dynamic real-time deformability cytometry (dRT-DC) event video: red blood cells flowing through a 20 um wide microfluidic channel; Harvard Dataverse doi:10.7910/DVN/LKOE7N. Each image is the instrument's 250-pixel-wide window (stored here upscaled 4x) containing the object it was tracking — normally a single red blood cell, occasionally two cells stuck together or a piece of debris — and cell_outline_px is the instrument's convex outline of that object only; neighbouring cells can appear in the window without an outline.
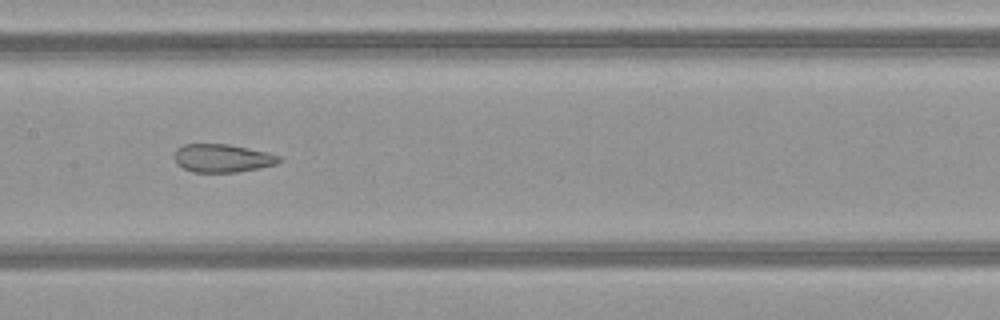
{"species": "common noctule bat (a hibernating species)", "species_latin": "Nyctalus noctula", "temperature_condition": "warm", "stored_images_in_passage": 44, "camera_frame_rate_fps": 3000, "um_per_image_px": 0.085, "animal": {"sex": "female", "body_mass_g": 21.9}, "frame": {"image": 1, "passage_image": 19, "time_ms": 6.0, "image_size_px": [1000, 320], "cell_outline_px": [[284, 160], [276, 164], [236, 172], [192, 172], [176, 164], [176, 148], [184, 144], [228, 144], [268, 152], [280, 156]], "centroid_in_image_um": [18.92, 13.44], "position_along_channel_um": 188.5, "area_um2": 17.11}}
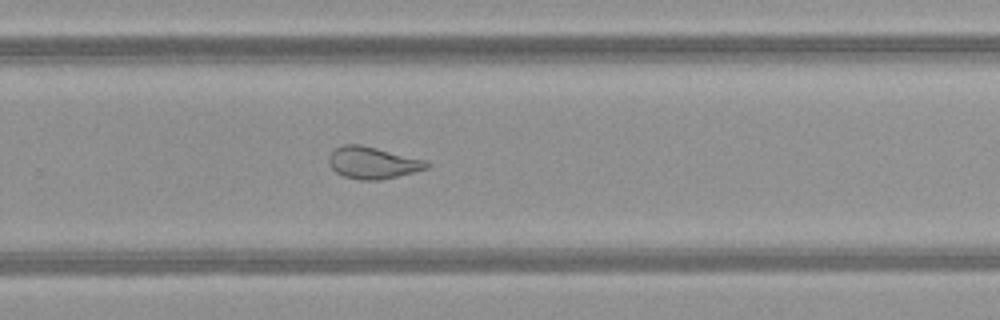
{"frame": {"image": 2, "passage_image": 27, "time_ms": 8.667, "image_size_px": [1000, 320], "cell_outline_px": [[428, 168], [380, 180], [360, 180], [344, 176], [336, 172], [332, 168], [328, 160], [328, 156], [336, 148], [344, 144], [360, 144], [428, 160]], "centroid_in_image_um": [31.67, 13.82], "position_along_channel_um": 298.1, "area_um2": 18.09}}
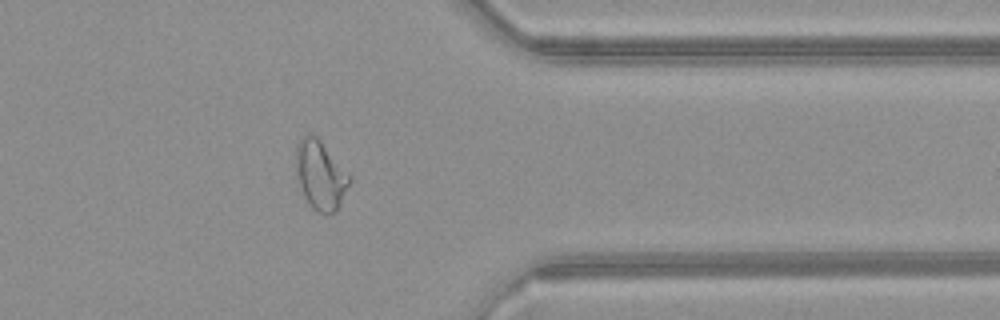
{"frame": {"image": 3, "passage_image": 34, "time_ms": 11.0, "image_size_px": [1000, 320], "cell_outline_px": [[352, 180], [336, 212], [320, 212], [312, 208], [304, 196], [296, 176], [296, 144], [308, 132], [316, 136], [320, 140], [352, 176]], "centroid_in_image_um": [27.25, 14.86], "position_along_channel_um": 384.2, "area_um2": 21.5}, "authors_computed_cell_mechanics": {"area_um2": 21.4727, "velocity_mm_per_s": 4.1348, "shape_relaxation_time_tau1_ms": null, "shape_relaxation_time_tau2_ms": 1.3156, "deformation_change_tau1": null, "deformation_change_tau2": 0.0917}}